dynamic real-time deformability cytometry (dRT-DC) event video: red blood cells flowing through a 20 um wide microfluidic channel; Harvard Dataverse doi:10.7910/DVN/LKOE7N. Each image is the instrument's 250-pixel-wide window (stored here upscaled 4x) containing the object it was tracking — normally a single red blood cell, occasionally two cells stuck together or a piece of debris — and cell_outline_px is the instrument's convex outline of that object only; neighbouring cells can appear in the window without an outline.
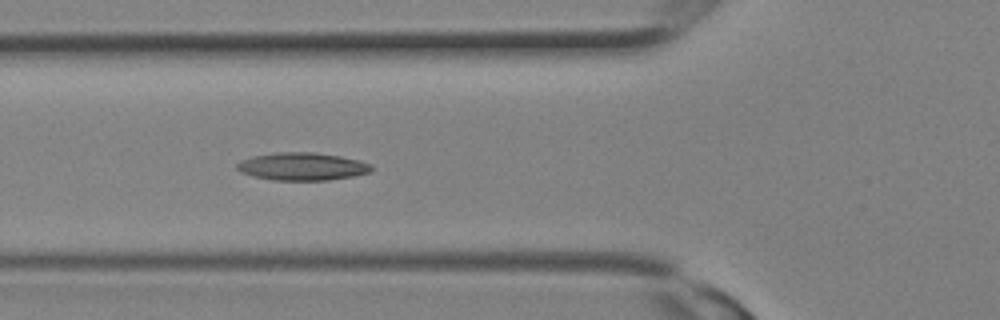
{"species": "Egyptian fruit bat (a non-hibernating species)", "species_latin": "Rousettus aegyptiacus", "temperature_condition": "room temperature", "stored_images_in_passage": 5, "camera_frame_rate_fps": 3000, "um_per_image_px": 0.085, "animal": {"sex": "female"}, "frame": {"image": 1, "passage_image": 5, "time_ms": 1.333, "image_size_px": [1000, 320], "cell_outline_px": [[372, 172], [352, 176], [328, 180], [272, 180], [240, 172], [236, 168], [236, 164], [252, 156], [276, 152], [312, 152], [340, 156], [360, 160], [372, 164]], "centroid_in_image_um": [25.72, 14.14], "position_along_channel_um": 100.1, "area_um2": 21.68}}